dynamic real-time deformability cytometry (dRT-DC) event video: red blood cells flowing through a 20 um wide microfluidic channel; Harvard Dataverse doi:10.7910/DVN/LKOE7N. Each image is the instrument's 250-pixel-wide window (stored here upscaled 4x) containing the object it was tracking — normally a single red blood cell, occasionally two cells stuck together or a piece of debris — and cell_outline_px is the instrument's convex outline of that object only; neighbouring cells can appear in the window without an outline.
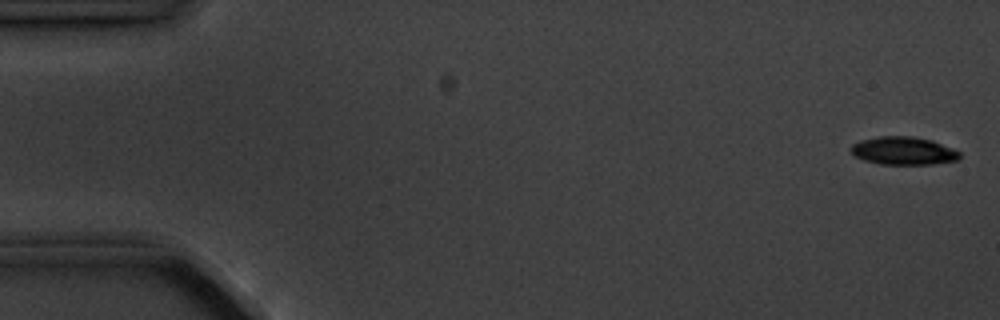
{"species": "common noctule bat (a hibernating species)", "species_latin": "Nyctalus noctula", "temperature_condition": "cold", "stored_images_in_passage": 6, "camera_frame_rate_fps": 3000, "um_per_image_px": 0.085, "animal": {"sex": "male", "body_mass_g": 20.1, "forearm_length_mm": 53.5}, "frame": {"image": 1, "passage_image": 1, "time_ms": 0.0, "image_size_px": [1000, 320], "cell_outline_px": [[960, 156], [956, 160], [932, 164], [880, 164], [864, 160], [848, 152], [848, 148], [852, 144], [860, 140], [880, 136], [912, 136], [932, 140], [952, 148], [960, 152]], "centroid_in_image_um": [76.73, 12.81], "position_along_channel_um": 8.3, "area_um2": 17.8}}